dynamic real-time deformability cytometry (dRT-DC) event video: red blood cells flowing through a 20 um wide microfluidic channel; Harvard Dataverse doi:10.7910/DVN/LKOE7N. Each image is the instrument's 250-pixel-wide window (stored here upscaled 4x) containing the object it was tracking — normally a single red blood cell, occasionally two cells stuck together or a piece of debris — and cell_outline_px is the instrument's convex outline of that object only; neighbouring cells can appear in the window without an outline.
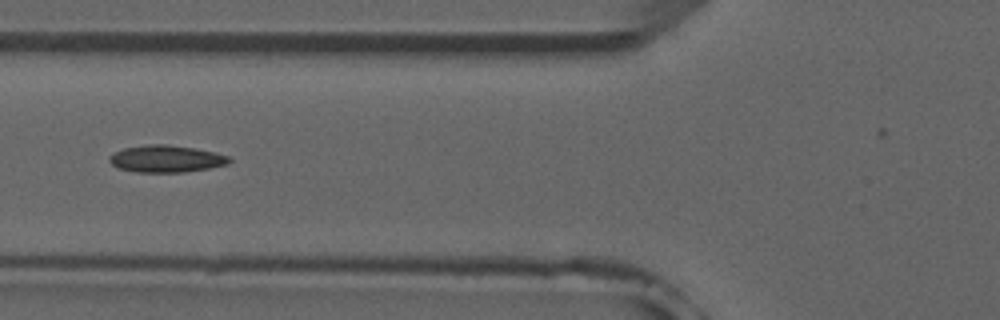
{"species": "common noctule bat (a hibernating species)", "species_latin": "Nyctalus noctula", "temperature_condition": "room temperature", "stored_images_in_passage": 6, "camera_frame_rate_fps": 3000, "um_per_image_px": 0.085, "animal": {"sex": "male", "forearm_length_mm": 52.5}, "frame": {"image": 1, "passage_image": 6, "time_ms": 5.667, "image_size_px": [1000, 320], "cell_outline_px": [[232, 160], [228, 164], [208, 168], [184, 172], [136, 172], [120, 168], [112, 164], [108, 160], [108, 156], [112, 152], [124, 148], [148, 144], [164, 144], [196, 148], [216, 152], [228, 156]], "centroid_in_image_um": [14.11, 13.49], "position_along_channel_um": 111.7, "area_um2": 18.96}}